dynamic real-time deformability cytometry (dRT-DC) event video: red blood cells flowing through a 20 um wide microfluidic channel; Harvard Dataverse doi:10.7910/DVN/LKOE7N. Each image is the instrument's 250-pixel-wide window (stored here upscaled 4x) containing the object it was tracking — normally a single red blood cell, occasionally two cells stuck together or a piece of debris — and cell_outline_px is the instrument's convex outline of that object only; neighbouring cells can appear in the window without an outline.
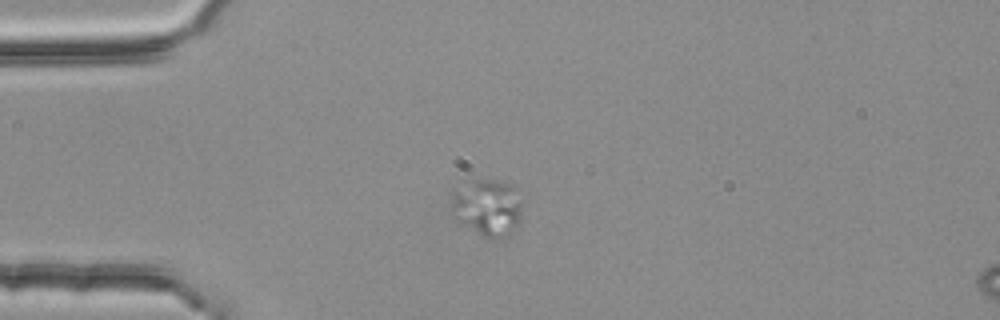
{"species": "common noctule bat (a hibernating species)", "species_latin": "Nyctalus noctula", "temperature_condition": "room temperature", "stored_images_in_passage": 5, "camera_frame_rate_fps": 3000, "um_per_image_px": 0.085, "animal": {"sex": "female", "body_mass_g": 25.1}, "frame": {"image": 1, "passage_image": 4, "time_ms": 1.0, "image_size_px": [1000, 320], "cell_outline_px": [[524, 200], [520, 224], [508, 236], [492, 240], [488, 240], [460, 220], [452, 204], [452, 192], [476, 180], [496, 180], [512, 184], [516, 188]], "centroid_in_image_um": [41.59, 17.65], "position_along_channel_um": 43.4, "area_um2": 23.41}}